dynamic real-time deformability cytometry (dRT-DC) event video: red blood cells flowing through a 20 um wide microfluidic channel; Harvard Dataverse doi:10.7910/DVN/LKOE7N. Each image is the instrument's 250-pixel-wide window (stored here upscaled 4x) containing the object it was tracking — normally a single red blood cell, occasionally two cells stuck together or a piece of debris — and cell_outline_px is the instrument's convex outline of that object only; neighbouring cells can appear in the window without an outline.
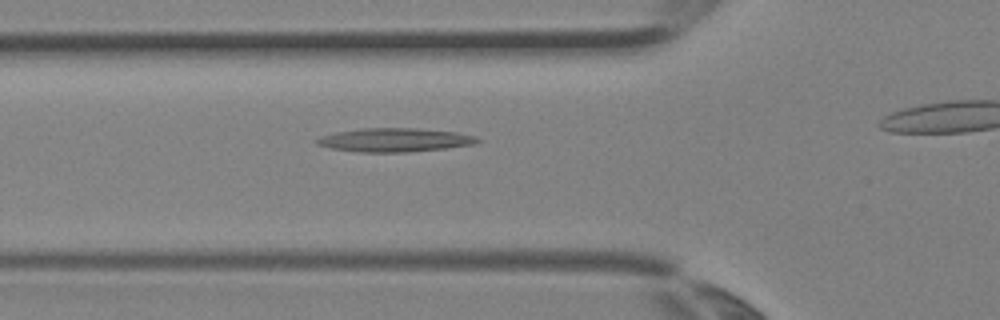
{"species": "Egyptian fruit bat (a non-hibernating species)", "species_latin": "Rousettus aegyptiacus", "temperature_condition": "room temperature", "stored_images_in_passage": 3, "segment_of_instrument_passage": [1, 2], "camera_frame_rate_fps": 3000, "um_per_image_px": 0.085, "animal": {"sex": "female"}, "frame": {"image": 1, "passage_image": 2, "time_ms": 0.333, "image_size_px": [1000, 320], "cell_outline_px": [[480, 140], [476, 144], [444, 148], [408, 152], [360, 152], [328, 148], [316, 144], [312, 140], [320, 136], [336, 132], [360, 128], [416, 128], [456, 132], [476, 136]], "centroid_in_image_um": [33.49, 11.89], "position_along_channel_um": 92.3, "area_um2": 22.31}}